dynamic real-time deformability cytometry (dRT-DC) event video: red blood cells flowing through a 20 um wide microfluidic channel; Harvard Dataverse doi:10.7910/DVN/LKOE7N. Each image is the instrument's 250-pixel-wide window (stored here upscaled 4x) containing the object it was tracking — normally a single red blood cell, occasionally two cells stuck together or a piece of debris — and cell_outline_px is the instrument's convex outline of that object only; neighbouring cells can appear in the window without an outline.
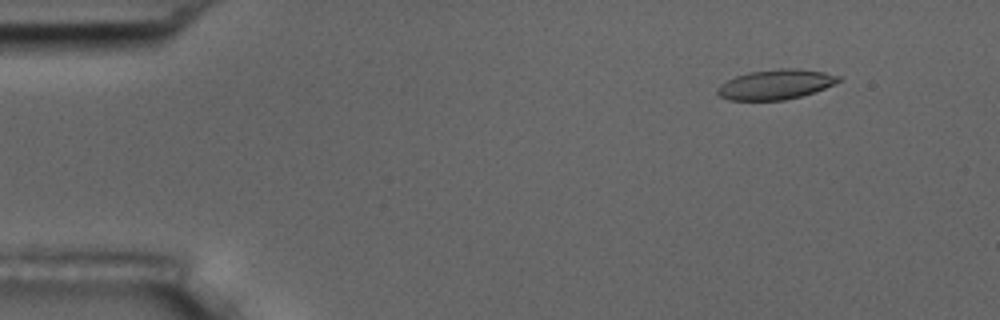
{"species": "common noctule bat (a hibernating species)", "species_latin": "Nyctalus noctula", "temperature_condition": "room temperature", "stored_images_in_passage": 6, "camera_frame_rate_fps": 3000, "um_per_image_px": 0.085, "animal": {"sex": "male", "body_mass_g": 17.5, "forearm_length_mm": 52.3}, "frame": {"image": 1, "passage_image": 2, "time_ms": 0.333, "image_size_px": [1000, 320], "cell_outline_px": [[840, 80], [816, 92], [784, 100], [728, 100], [720, 96], [716, 92], [716, 88], [720, 84], [736, 76], [748, 72], [780, 68], [792, 68], [824, 72], [840, 76]], "centroid_in_image_um": [65.89, 7.18], "position_along_channel_um": 19.1, "area_um2": 20.98}}
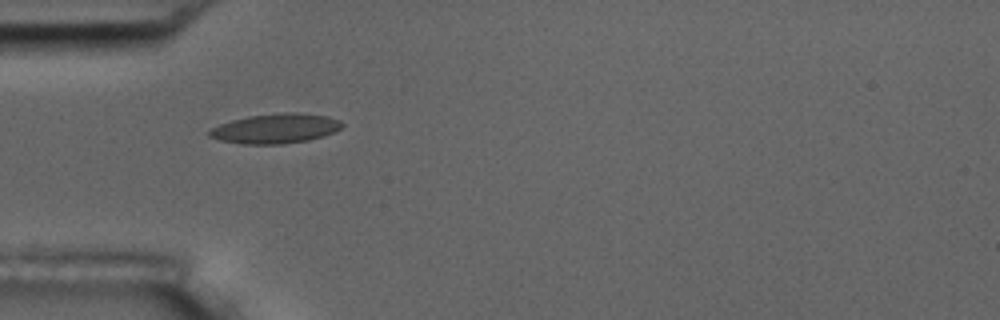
{"frame": {"image": 2, "passage_image": 5, "time_ms": 1.333, "image_size_px": [1000, 320], "cell_outline_px": [[344, 124], [340, 128], [324, 136], [308, 140], [280, 144], [240, 144], [220, 140], [208, 136], [208, 132], [212, 128], [220, 124], [232, 120], [248, 116], [284, 112], [296, 112], [328, 116], [340, 120]], "centroid_in_image_um": [23.42, 10.92], "position_along_channel_um": 61.6, "area_um2": 22.95}}